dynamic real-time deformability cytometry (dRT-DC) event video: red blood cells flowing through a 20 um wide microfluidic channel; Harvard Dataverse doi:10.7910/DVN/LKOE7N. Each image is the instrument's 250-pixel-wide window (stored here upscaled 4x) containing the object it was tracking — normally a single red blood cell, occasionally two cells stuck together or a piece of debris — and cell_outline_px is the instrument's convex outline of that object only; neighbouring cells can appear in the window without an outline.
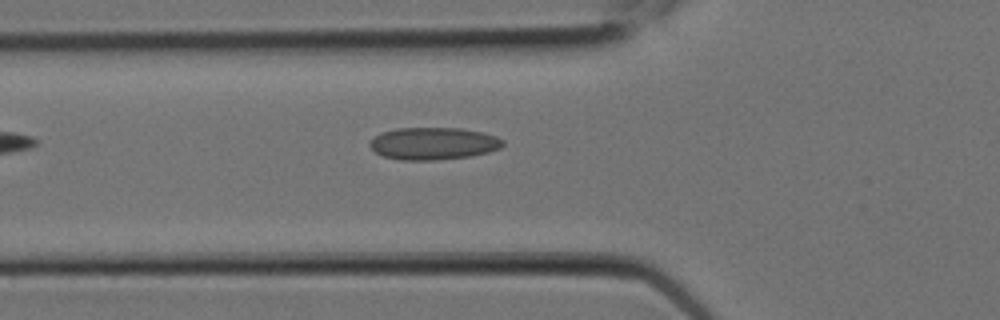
{"species": "Egyptian fruit bat (a non-hibernating species)", "species_latin": "Rousettus aegyptiacus", "temperature_condition": "room temperature", "stored_images_in_passage": 4, "camera_frame_rate_fps": 3000, "um_per_image_px": 0.085, "animal": {"sex": "female"}, "frame": {"image": 1, "passage_image": 4, "time_ms": 1.0, "image_size_px": [1000, 320], "cell_outline_px": [[504, 144], [500, 148], [488, 152], [472, 156], [436, 160], [400, 160], [384, 156], [376, 152], [368, 144], [380, 132], [396, 128], [460, 128], [480, 132], [496, 136], [504, 140]], "centroid_in_image_um": [36.84, 12.2], "position_along_channel_um": 89.0, "area_um2": 25.03}}